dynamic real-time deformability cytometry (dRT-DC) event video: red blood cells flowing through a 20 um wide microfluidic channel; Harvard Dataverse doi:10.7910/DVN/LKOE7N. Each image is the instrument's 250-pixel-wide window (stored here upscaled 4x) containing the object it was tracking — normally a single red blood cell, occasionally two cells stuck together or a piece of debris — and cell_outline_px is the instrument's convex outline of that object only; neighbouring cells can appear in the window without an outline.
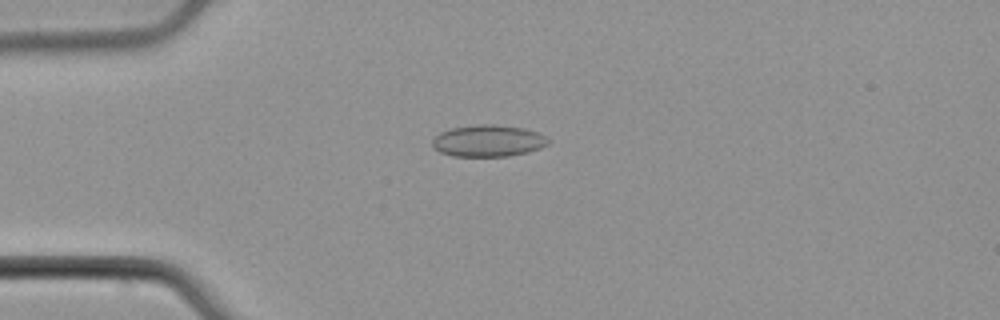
{"species": "common noctule bat (a hibernating species)", "species_latin": "Nyctalus noctula", "temperature_condition": "cold", "stored_images_in_passage": 35, "camera_frame_rate_fps": 3000, "um_per_image_px": 0.085, "animal": {"sex": "male", "body_mass_g": 21.5, "forearm_length_mm": 52.0}, "frame": {"image": 1, "passage_image": 3, "time_ms": 0.667, "image_size_px": [1000, 320], "cell_outline_px": [[548, 144], [540, 148], [528, 152], [508, 156], [452, 156], [440, 152], [432, 144], [432, 140], [440, 132], [452, 128], [480, 124], [496, 124], [524, 128], [536, 132], [544, 136], [548, 140]], "centroid_in_image_um": [41.49, 11.97], "position_along_channel_um": 43.5, "area_um2": 21.27}}
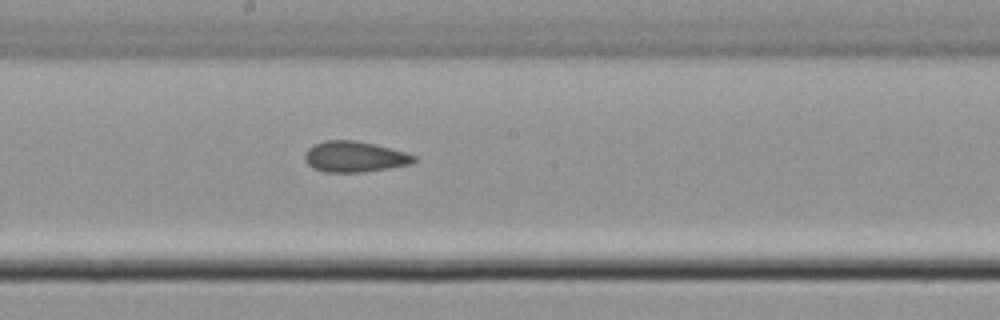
{"frame": {"image": 2, "passage_image": 18, "time_ms": 5.667, "image_size_px": [1000, 320], "cell_outline_px": [[416, 160], [412, 164], [360, 172], [324, 172], [312, 168], [304, 160], [304, 152], [312, 144], [324, 140], [356, 140], [404, 152], [416, 156]], "centroid_in_image_um": [30.06, 13.31], "position_along_channel_um": 218.1, "area_um2": 19.54}}
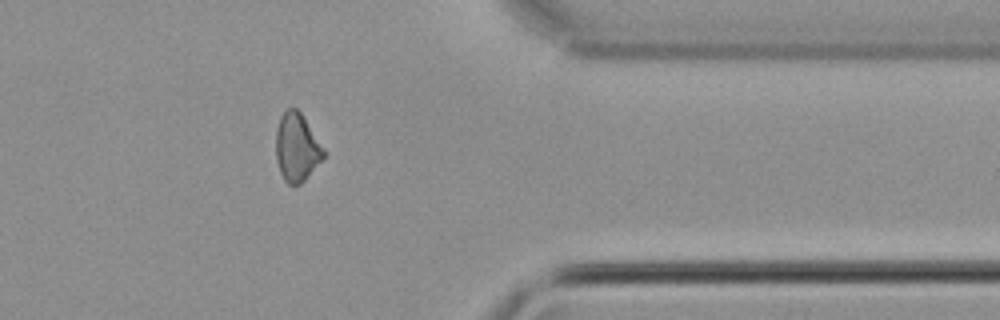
{"frame": {"image": 3, "passage_image": 32, "time_ms": 10.333, "image_size_px": [1000, 320], "cell_outline_px": [[324, 156], [304, 180], [300, 184], [288, 184], [284, 180], [280, 172], [276, 160], [276, 128], [280, 116], [288, 108], [296, 108], [300, 112], [324, 148]], "centroid_in_image_um": [25.2, 12.52], "position_along_channel_um": 386.2, "area_um2": 18.67}, "authors_computed_cell_mechanics": {"area_um2": 19.363, "velocity_mm_per_s": 3.9357, "shape_relaxation_time_tau1_ms": null, "shape_relaxation_time_tau2_ms": 3.2242, "deformation_change_tau1": null, "deformation_change_tau2": 0.121}}